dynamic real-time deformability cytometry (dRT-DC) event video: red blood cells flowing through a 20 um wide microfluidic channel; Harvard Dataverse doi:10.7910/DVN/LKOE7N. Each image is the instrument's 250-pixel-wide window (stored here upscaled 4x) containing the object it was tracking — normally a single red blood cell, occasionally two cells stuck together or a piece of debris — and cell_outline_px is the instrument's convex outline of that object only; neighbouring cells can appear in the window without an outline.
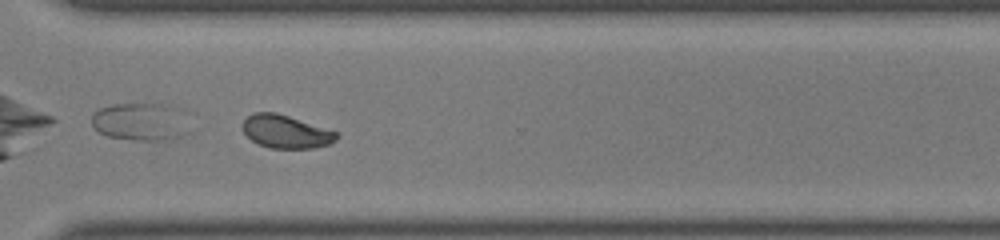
{"species": "common noctule bat (a hibernating species)", "species_latin": "Nyctalus noctula", "temperature_condition": "room temperature", "stored_images_in_passage": 31, "camera_frame_rate_fps": 3000, "um_per_image_px": 0.085, "animal": {"sex": "male", "body_mass_g": 19.0, "forearm_length_mm": 50.8}, "frame": {"image": 1, "passage_image": 22, "time_ms": 7.0, "image_size_px": [1000, 240], "cell_outline_px": [[340, 136], [332, 144], [316, 148], [272, 148], [260, 144], [252, 140], [244, 132], [244, 120], [248, 116], [256, 112], [276, 112], [336, 132]], "centroid_in_image_um": [24.34, 11.2], "position_along_channel_um": 346.3, "area_um2": 17.8}, "authors_computed_cell_mechanics": {"area_um2": 18.3804, "velocity_mm_per_s": 3.9826, "shape_relaxation_time_tau1_ms": 8.1653, "shape_relaxation_time_tau2_ms": 0.7188, "deformation_change_tau1": 0.2104, "deformation_change_tau2": 0.0438}}